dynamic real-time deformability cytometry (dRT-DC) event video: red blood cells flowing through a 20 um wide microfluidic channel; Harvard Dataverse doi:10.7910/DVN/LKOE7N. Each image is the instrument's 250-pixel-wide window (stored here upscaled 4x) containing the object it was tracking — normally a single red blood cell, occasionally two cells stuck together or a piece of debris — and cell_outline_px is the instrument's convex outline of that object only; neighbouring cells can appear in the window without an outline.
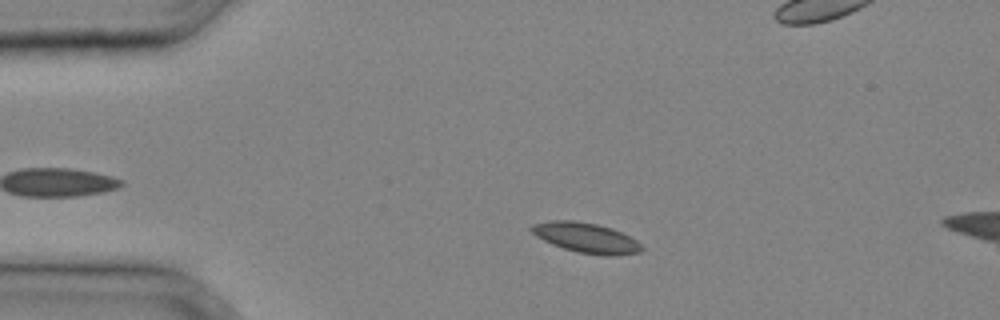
{"species": "common noctule bat (a hibernating species)", "species_latin": "Nyctalus noctula", "temperature_condition": "cold", "stored_images_in_passage": 9, "camera_frame_rate_fps": 3000, "um_per_image_px": 0.085, "animal": {"sex": "male", "body_mass_g": 20.4}, "frame": {"image": 1, "passage_image": 6, "time_ms": 1.667, "image_size_px": [1000, 320], "cell_outline_px": [[644, 248], [640, 252], [616, 256], [604, 256], [576, 252], [552, 244], [536, 236], [528, 228], [532, 224], [552, 220], [572, 220], [596, 224], [612, 228], [636, 240]], "centroid_in_image_um": [49.81, 20.22], "position_along_channel_um": 35.2, "area_um2": 19.31}}